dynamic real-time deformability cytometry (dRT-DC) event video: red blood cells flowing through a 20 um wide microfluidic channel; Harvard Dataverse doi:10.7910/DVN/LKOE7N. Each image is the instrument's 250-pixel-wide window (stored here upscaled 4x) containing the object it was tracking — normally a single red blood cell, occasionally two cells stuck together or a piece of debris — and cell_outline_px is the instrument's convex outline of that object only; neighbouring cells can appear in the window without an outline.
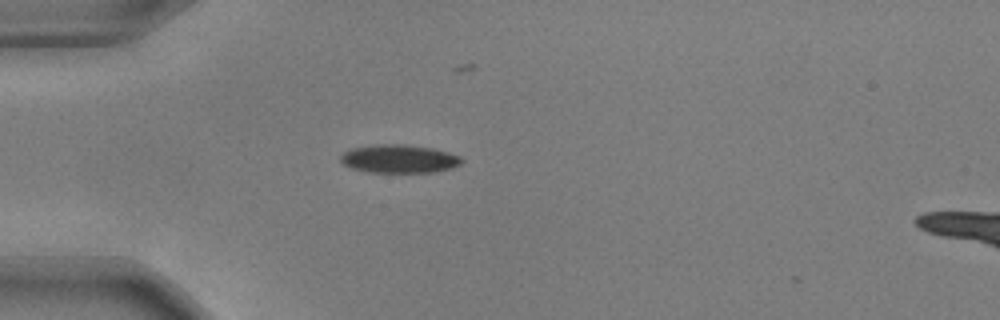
{"species": "common noctule bat (a hibernating species)", "species_latin": "Nyctalus noctula", "temperature_condition": "warm", "stored_images_in_passage": 3, "camera_frame_rate_fps": 3000, "um_per_image_px": 0.085, "animal": {"sex": "male", "body_mass_g": 17.9, "forearm_length_mm": 54.2}, "frame": {"image": 1, "passage_image": 1, "time_ms": 0.0, "image_size_px": [1000, 320], "cell_outline_px": [[464, 160], [460, 164], [452, 168], [432, 172], [368, 172], [352, 168], [344, 164], [340, 160], [340, 156], [344, 152], [352, 148], [376, 144], [404, 144], [432, 148], [448, 152], [460, 156]], "centroid_in_image_um": [33.93, 13.49], "position_along_channel_um": 51.1, "area_um2": 19.94}}